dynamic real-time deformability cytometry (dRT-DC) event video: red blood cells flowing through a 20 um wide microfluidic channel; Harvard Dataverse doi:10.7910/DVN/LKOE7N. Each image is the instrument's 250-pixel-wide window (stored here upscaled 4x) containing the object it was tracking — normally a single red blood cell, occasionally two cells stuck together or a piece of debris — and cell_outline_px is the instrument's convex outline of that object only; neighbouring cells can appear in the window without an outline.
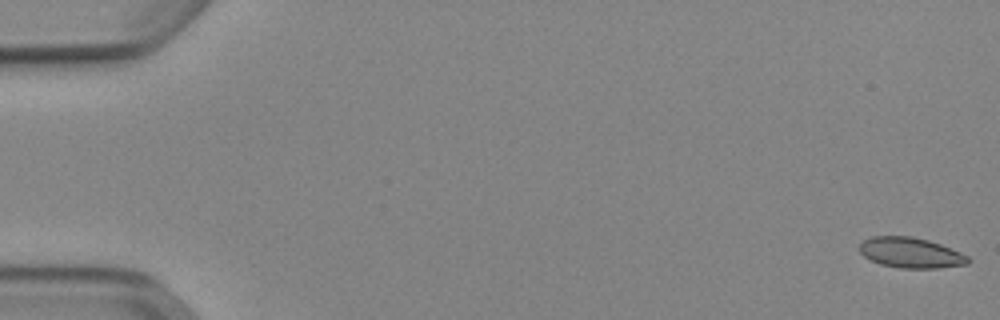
{"species": "Egyptian fruit bat (a non-hibernating species)", "species_latin": "Rousettus aegyptiacus", "temperature_condition": "cold", "stored_images_in_passage": 53, "camera_frame_rate_fps": 3000, "um_per_image_px": 0.085, "animal": {"sex": "female"}, "frame": {"image": 1, "passage_image": 1, "time_ms": 0.0, "image_size_px": [1000, 320], "cell_outline_px": [[972, 260], [968, 264], [940, 268], [900, 268], [880, 264], [864, 256], [860, 252], [860, 244], [864, 240], [872, 236], [912, 236], [928, 240], [940, 244], [960, 252], [968, 256]], "centroid_in_image_um": [77.44, 21.48], "position_along_channel_um": 7.6, "area_um2": 19.25}}
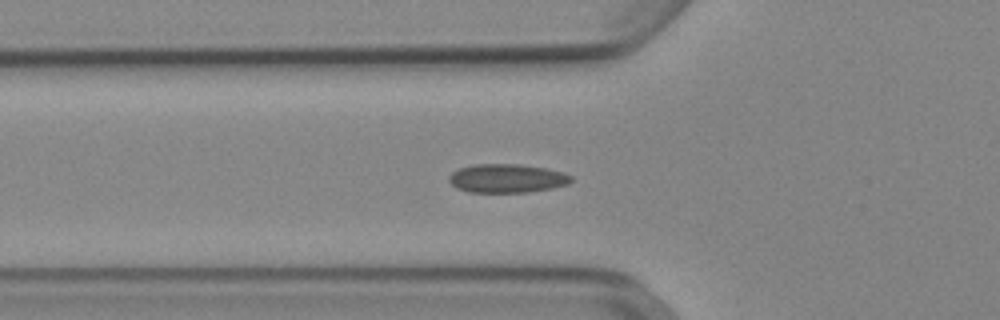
{"frame": {"image": 2, "passage_image": 19, "time_ms": 6.0, "image_size_px": [1000, 320], "cell_outline_px": [[572, 180], [568, 184], [552, 188], [528, 192], [468, 192], [456, 188], [448, 180], [448, 176], [452, 172], [460, 168], [472, 164], [520, 164], [544, 168], [564, 172], [572, 176]], "centroid_in_image_um": [43.08, 15.16], "position_along_channel_um": 82.7, "area_um2": 20.52}}
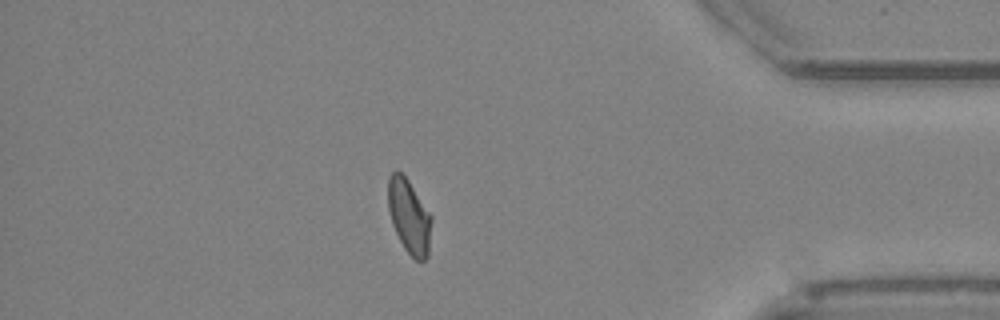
{"frame": {"image": 3, "passage_image": 46, "time_ms": 15.0, "image_size_px": [1000, 320], "cell_outline_px": [[432, 220], [428, 256], [424, 260], [416, 260], [404, 248], [392, 224], [388, 208], [388, 176], [396, 168], [408, 180], [432, 216]], "centroid_in_image_um": [34.77, 18.37], "position_along_channel_um": 400.4, "area_um2": 18.73}, "authors_computed_cell_mechanics": {"area_um2": 19.2474, "velocity_mm_per_s": 3.8977, "shape_relaxation_time_tau1_ms": null, "shape_relaxation_time_tau2_ms": 1.4687, "deformation_change_tau1": null, "deformation_change_tau2": 0.0411}}